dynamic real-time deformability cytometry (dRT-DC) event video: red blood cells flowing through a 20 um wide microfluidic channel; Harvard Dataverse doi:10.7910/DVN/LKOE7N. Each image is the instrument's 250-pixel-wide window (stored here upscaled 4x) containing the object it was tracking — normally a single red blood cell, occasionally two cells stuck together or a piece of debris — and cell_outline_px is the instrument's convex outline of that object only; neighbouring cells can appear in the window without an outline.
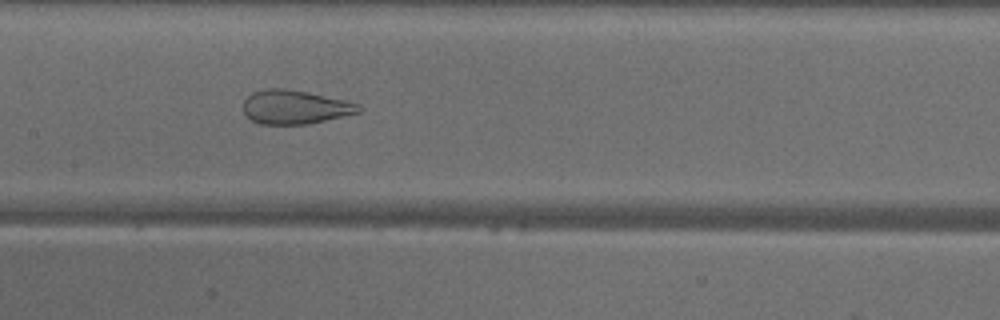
{"species": "common noctule bat (a hibernating species)", "species_latin": "Nyctalus noctula", "temperature_condition": "warm", "stored_images_in_passage": 47, "camera_frame_rate_fps": 3000, "um_per_image_px": 0.085, "animal": {"sex": "male", "body_mass_g": 18.8}, "frame": {"image": 1, "passage_image": 22, "time_ms": 7.0, "image_size_px": [1000, 320], "cell_outline_px": [[364, 108], [360, 112], [308, 124], [260, 124], [252, 120], [244, 112], [244, 100], [252, 92], [264, 88], [284, 88], [308, 92], [344, 100], [360, 104]], "centroid_in_image_um": [25.08, 9.09], "position_along_channel_um": 182.3, "area_um2": 22.77}}
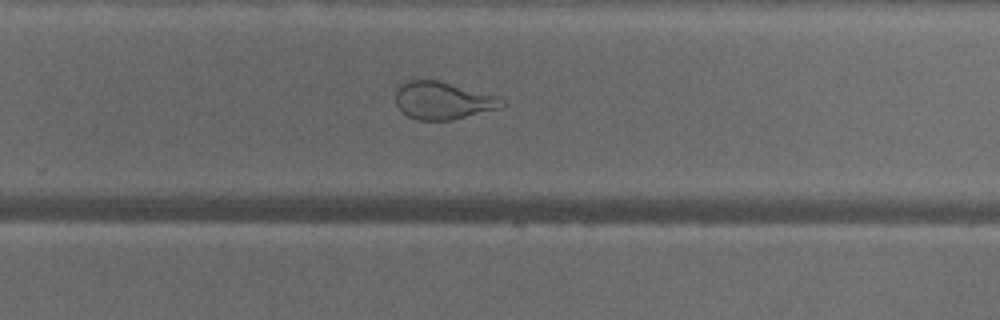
{"frame": {"image": 2, "passage_image": 30, "time_ms": 9.667, "image_size_px": [1000, 320], "cell_outline_px": [[508, 104], [500, 108], [452, 120], [416, 120], [400, 112], [396, 104], [396, 92], [400, 84], [408, 80], [436, 80], [500, 96]], "centroid_in_image_um": [37.66, 8.55], "position_along_channel_um": 292.1, "area_um2": 23.47}}
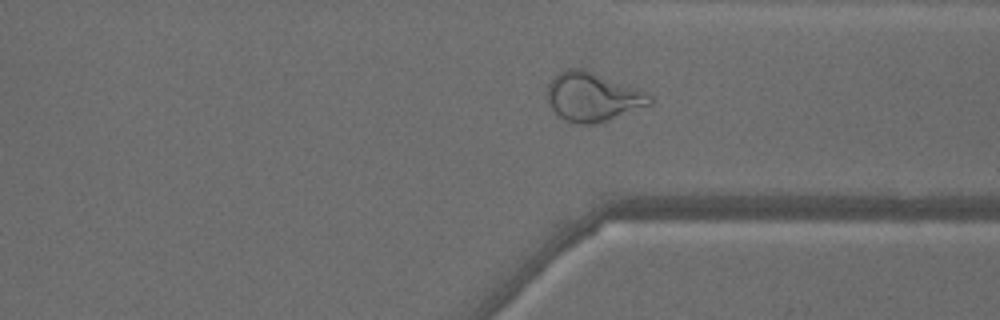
{"frame": {"image": 3, "passage_image": 35, "time_ms": 11.333, "image_size_px": [1000, 320], "cell_outline_px": [[652, 104], [608, 120], [596, 124], [576, 124], [564, 120], [548, 104], [548, 84], [552, 76], [568, 68], [584, 68], [648, 92], [652, 96]], "centroid_in_image_um": [50.38, 8.22], "position_along_channel_um": 361.0, "area_um2": 29.42}}